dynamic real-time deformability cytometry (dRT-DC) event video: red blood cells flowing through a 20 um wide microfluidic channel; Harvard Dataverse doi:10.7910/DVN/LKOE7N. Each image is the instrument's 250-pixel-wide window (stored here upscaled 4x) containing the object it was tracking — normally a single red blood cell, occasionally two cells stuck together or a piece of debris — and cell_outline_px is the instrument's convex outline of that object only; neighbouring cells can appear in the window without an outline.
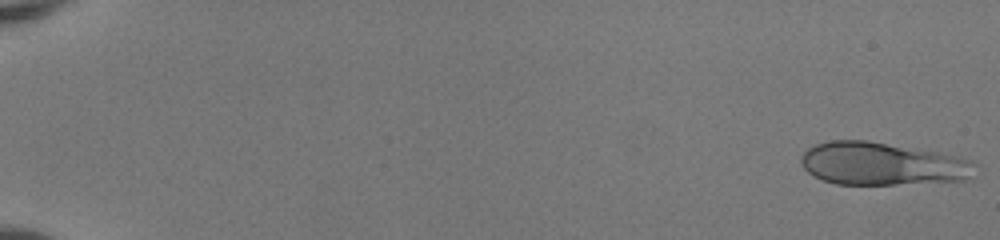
{"species": "human", "species_latin": "Homo sapiens", "temperature_condition": "room temperature", "stored_images_in_passage": 51, "camera_frame_rate_fps": 3000, "um_per_image_px": 0.085, "donor": {"sex": "female"}, "frame": {"image": 1, "passage_image": 1, "time_ms": 0.0, "image_size_px": [1000, 240], "cell_outline_px": [[976, 176], [964, 180], [896, 184], [836, 184], [824, 180], [808, 172], [804, 168], [800, 160], [800, 156], [808, 148], [816, 144], [828, 140], [868, 140], [960, 156], [972, 160], [976, 164]], "centroid_in_image_um": [75.02, 13.91], "position_along_channel_um": 10.0, "area_um2": 43.64}}
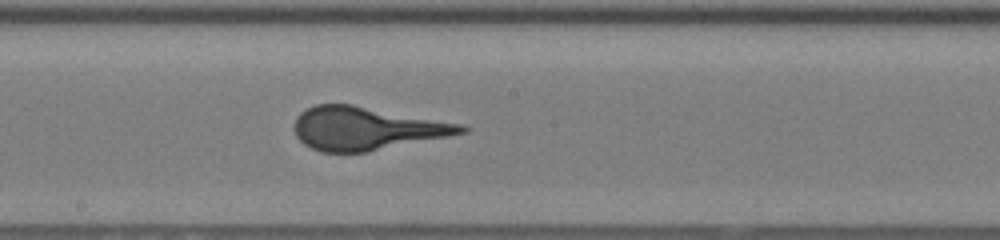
{"frame": {"image": 2, "passage_image": 30, "time_ms": 9.667, "image_size_px": [1000, 240], "cell_outline_px": [[472, 128], [468, 132], [368, 152], [320, 152], [304, 144], [296, 136], [296, 116], [300, 112], [316, 104], [352, 104], [460, 124]], "centroid_in_image_um": [31.14, 10.92], "position_along_channel_um": 217.1, "area_um2": 41.56}}
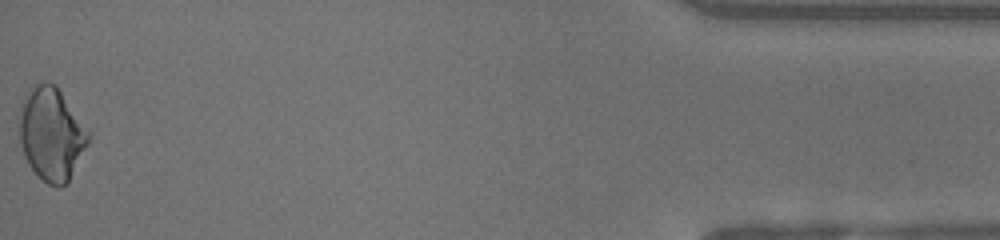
{"frame": {"image": 3, "passage_image": 51, "time_ms": 16.667, "image_size_px": [1000, 240], "cell_outline_px": [[88, 144], [68, 180], [60, 188], [56, 188], [48, 184], [28, 164], [24, 156], [20, 144], [20, 116], [24, 96], [36, 84], [56, 84], [88, 132]], "centroid_in_image_um": [4.35, 11.42], "position_along_channel_um": 430.8, "area_um2": 36.36}}